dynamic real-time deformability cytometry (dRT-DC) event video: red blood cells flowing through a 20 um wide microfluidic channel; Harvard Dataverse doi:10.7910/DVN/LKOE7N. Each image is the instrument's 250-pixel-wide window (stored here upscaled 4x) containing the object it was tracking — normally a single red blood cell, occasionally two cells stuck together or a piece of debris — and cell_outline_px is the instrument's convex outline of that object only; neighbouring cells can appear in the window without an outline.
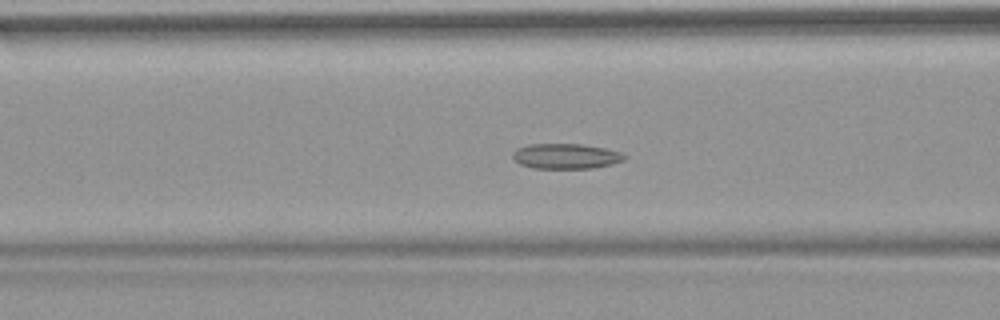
{"species": "common noctule bat (a hibernating species)", "species_latin": "Nyctalus noctula", "temperature_condition": "warm", "stored_images_in_passage": 54, "camera_frame_rate_fps": 3000, "um_per_image_px": 0.085, "animal": {"sex": "female", "body_mass_g": 18.4}, "frame": {"image": 1, "passage_image": 22, "time_ms": 7.0, "image_size_px": [1000, 320], "cell_outline_px": [[628, 156], [624, 160], [612, 164], [592, 168], [532, 168], [520, 164], [512, 160], [512, 152], [516, 148], [528, 144], [580, 144], [604, 148], [624, 152]], "centroid_in_image_um": [48.09, 13.27], "position_along_channel_um": 118.5, "area_um2": 16.65}}
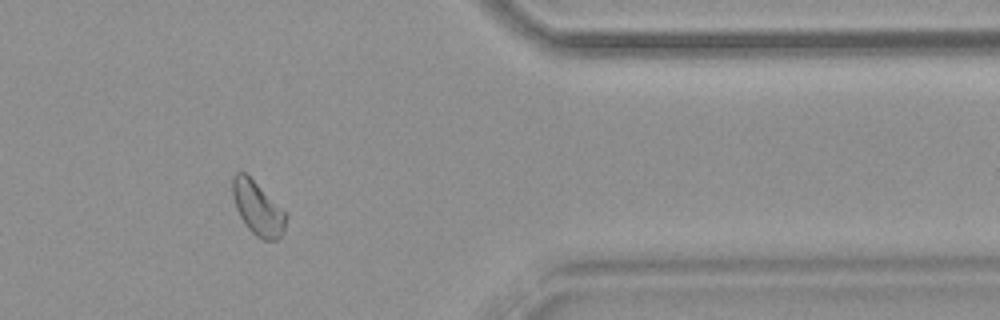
{"frame": {"image": 2, "passage_image": 45, "time_ms": 14.667, "image_size_px": [1000, 320], "cell_outline_px": [[288, 216], [284, 232], [276, 240], [264, 240], [256, 236], [248, 228], [240, 216], [236, 208], [232, 196], [232, 176], [236, 172], [244, 172], [288, 212]], "centroid_in_image_um": [21.94, 17.71], "position_along_channel_um": 389.5, "area_um2": 16.88}}
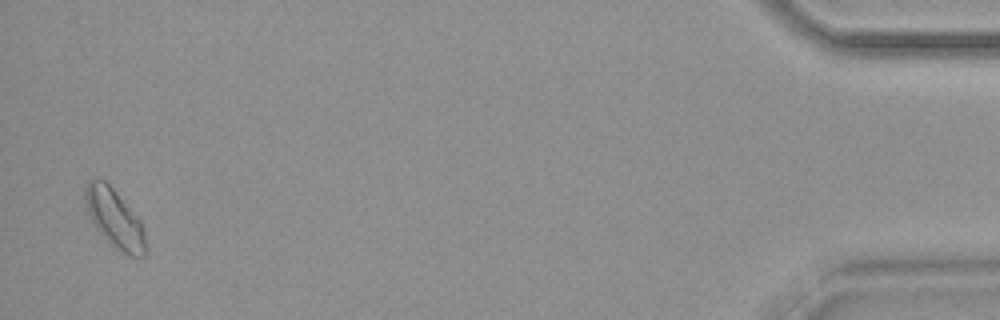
{"frame": {"image": 3, "passage_image": 53, "time_ms": 17.333, "image_size_px": [1000, 320], "cell_outline_px": [[144, 256], [128, 256], [112, 244], [92, 224], [88, 216], [84, 200], [84, 188], [88, 180], [104, 180], [116, 192], [140, 220], [144, 228]], "centroid_in_image_um": [9.69, 18.54], "position_along_channel_um": 425.5, "area_um2": 20.23}, "authors_computed_cell_mechanics": {"area_um2": 17.0799, "velocity_mm_per_s": 3.7866, "shape_relaxation_time_tau1_ms": null, "shape_relaxation_time_tau2_ms": 10.579, "deformation_change_tau1": null, "deformation_change_tau2": 0.1548}}